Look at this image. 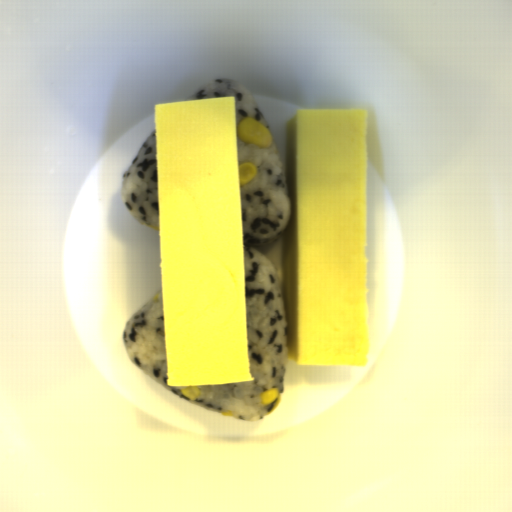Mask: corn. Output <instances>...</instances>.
<instances>
[{
	"label": "corn",
	"instance_id": "obj_1",
	"mask_svg": "<svg viewBox=\"0 0 512 512\" xmlns=\"http://www.w3.org/2000/svg\"><path fill=\"white\" fill-rule=\"evenodd\" d=\"M236 136L244 143L261 149L271 147L273 141L268 128L249 116L237 123Z\"/></svg>",
	"mask_w": 512,
	"mask_h": 512
},
{
	"label": "corn",
	"instance_id": "obj_2",
	"mask_svg": "<svg viewBox=\"0 0 512 512\" xmlns=\"http://www.w3.org/2000/svg\"><path fill=\"white\" fill-rule=\"evenodd\" d=\"M259 399L265 407H267L268 414H271L276 410L280 401H281V393L278 387L269 388L259 395Z\"/></svg>",
	"mask_w": 512,
	"mask_h": 512
},
{
	"label": "corn",
	"instance_id": "obj_3",
	"mask_svg": "<svg viewBox=\"0 0 512 512\" xmlns=\"http://www.w3.org/2000/svg\"><path fill=\"white\" fill-rule=\"evenodd\" d=\"M258 174V169L255 164L251 162H243L238 166V179L239 187L248 184Z\"/></svg>",
	"mask_w": 512,
	"mask_h": 512
},
{
	"label": "corn",
	"instance_id": "obj_4",
	"mask_svg": "<svg viewBox=\"0 0 512 512\" xmlns=\"http://www.w3.org/2000/svg\"><path fill=\"white\" fill-rule=\"evenodd\" d=\"M181 394L184 395L186 398L190 400H194L197 398L201 393L196 386H182L181 388Z\"/></svg>",
	"mask_w": 512,
	"mask_h": 512
},
{
	"label": "corn",
	"instance_id": "obj_5",
	"mask_svg": "<svg viewBox=\"0 0 512 512\" xmlns=\"http://www.w3.org/2000/svg\"><path fill=\"white\" fill-rule=\"evenodd\" d=\"M233 412L230 410V411H221V416H224V417H231L233 416Z\"/></svg>",
	"mask_w": 512,
	"mask_h": 512
},
{
	"label": "corn",
	"instance_id": "obj_6",
	"mask_svg": "<svg viewBox=\"0 0 512 512\" xmlns=\"http://www.w3.org/2000/svg\"><path fill=\"white\" fill-rule=\"evenodd\" d=\"M147 227H150L151 229H153L155 231H160V225L149 224Z\"/></svg>",
	"mask_w": 512,
	"mask_h": 512
}]
</instances>
